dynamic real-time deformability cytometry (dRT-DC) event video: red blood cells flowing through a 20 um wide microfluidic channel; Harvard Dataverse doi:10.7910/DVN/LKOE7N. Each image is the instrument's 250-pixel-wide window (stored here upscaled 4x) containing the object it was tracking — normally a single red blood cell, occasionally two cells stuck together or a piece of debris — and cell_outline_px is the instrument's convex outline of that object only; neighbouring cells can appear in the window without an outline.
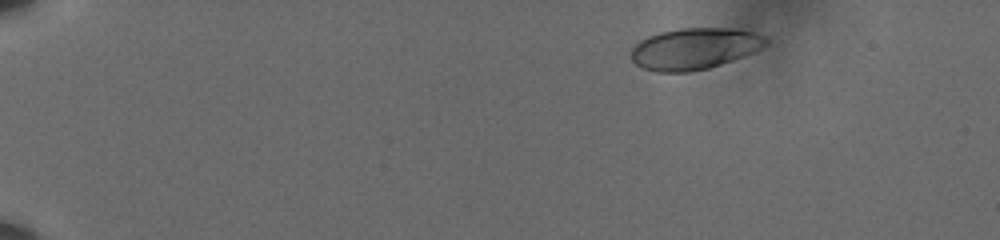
{"species": "human", "species_latin": "Homo sapiens", "temperature_condition": "cold", "stored_images_in_passage": 51, "camera_frame_rate_fps": 3000, "um_per_image_px": 0.085, "donor": {"sex": "male"}, "frame": {"image": 1, "passage_image": 1, "time_ms": 0.0, "image_size_px": [1000, 240], "cell_outline_px": [[768, 44], [744, 56], [708, 68], [688, 72], [656, 72], [644, 68], [636, 64], [632, 60], [632, 48], [640, 40], [648, 36], [660, 32], [684, 28], [732, 28], [752, 32], [764, 36], [768, 40]], "centroid_in_image_um": [59.02, 4.13], "position_along_channel_um": 26.0, "area_um2": 32.25}}
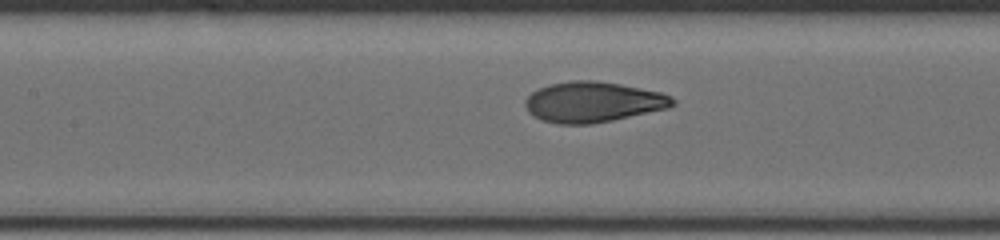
{"frame": {"image": 2, "passage_image": 22, "time_ms": 7.0, "image_size_px": [1000, 240], "cell_outline_px": [[676, 104], [668, 108], [612, 120], [592, 124], [556, 124], [540, 120], [532, 116], [528, 112], [524, 104], [524, 100], [536, 88], [548, 84], [568, 80], [596, 80], [620, 84], [660, 92], [672, 96], [676, 100]], "centroid_in_image_um": [50.36, 8.67], "position_along_channel_um": 157.0, "area_um2": 35.2}}
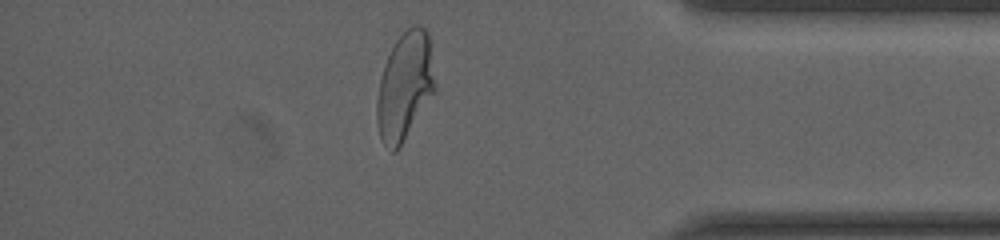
{"frame": {"image": 3, "passage_image": 44, "time_ms": 14.333, "image_size_px": [1000, 240], "cell_outline_px": [[436, 92], [400, 148], [396, 152], [392, 152], [380, 140], [376, 120], [376, 100], [380, 80], [384, 64], [396, 40], [412, 24], [420, 24], [428, 32], [436, 84]], "centroid_in_image_um": [34.42, 7.37], "position_along_channel_um": 400.8, "area_um2": 37.11}, "authors_computed_cell_mechanics": {"area_um2": 34.2176, "velocity_mm_per_s": 3.5932, "shape_relaxation_time_tau1_ms": 4.5447, "shape_relaxation_time_tau2_ms": 0.6186, "deformation_change_tau1": 0.1791, "deformation_change_tau2": 0.0612}}